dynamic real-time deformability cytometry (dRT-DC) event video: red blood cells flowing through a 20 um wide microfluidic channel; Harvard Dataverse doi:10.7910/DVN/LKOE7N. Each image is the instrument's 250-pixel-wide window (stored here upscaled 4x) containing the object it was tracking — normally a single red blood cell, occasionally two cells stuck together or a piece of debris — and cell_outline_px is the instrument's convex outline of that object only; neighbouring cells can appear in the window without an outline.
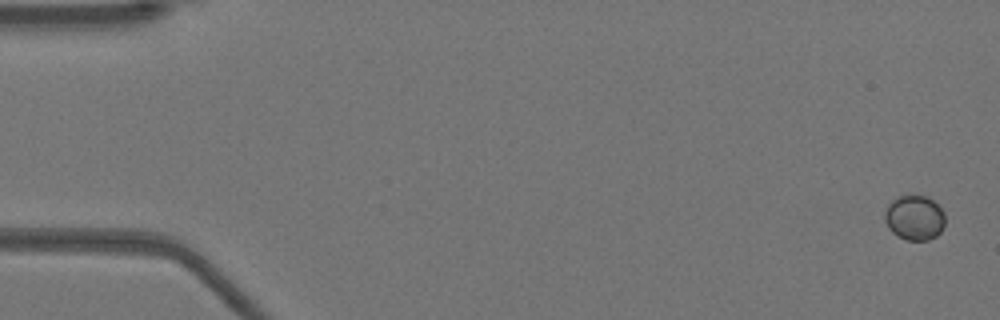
{"species": "Egyptian fruit bat (a non-hibernating species)", "species_latin": "Rousettus aegyptiacus", "temperature_condition": "warm", "stored_images_in_passage": 10, "camera_frame_rate_fps": 3000, "um_per_image_px": 0.085, "animal": {"sex": "female"}, "frame": {"image": 1, "passage_image": 1, "time_ms": 0.0, "image_size_px": [1000, 320], "cell_outline_px": [[944, 224], [940, 232], [936, 236], [928, 240], [908, 240], [896, 236], [888, 228], [884, 220], [884, 212], [888, 204], [892, 200], [900, 196], [928, 196], [944, 212]], "centroid_in_image_um": [77.71, 18.52], "position_along_channel_um": 7.3, "area_um2": 15.78}}